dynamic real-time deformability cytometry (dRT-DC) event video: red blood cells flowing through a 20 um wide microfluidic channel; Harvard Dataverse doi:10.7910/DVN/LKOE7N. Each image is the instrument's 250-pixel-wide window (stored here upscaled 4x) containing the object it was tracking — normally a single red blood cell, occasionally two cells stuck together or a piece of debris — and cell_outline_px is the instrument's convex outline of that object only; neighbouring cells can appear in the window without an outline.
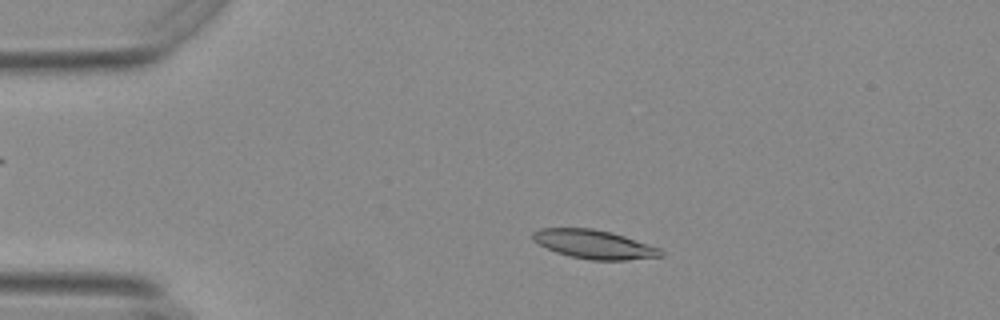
{"species": "Egyptian fruit bat (a non-hibernating species)", "species_latin": "Rousettus aegyptiacus", "temperature_condition": "warm", "stored_images_in_passage": 54, "camera_frame_rate_fps": 3000, "um_per_image_px": 0.085, "animal": {"sex": "female"}, "frame": {"image": 1, "passage_image": 10, "time_ms": 3.0, "image_size_px": [1000, 320], "cell_outline_px": [[664, 256], [628, 260], [592, 260], [572, 256], [556, 252], [532, 240], [532, 232], [540, 228], [592, 228], [624, 236], [660, 248], [664, 252]], "centroid_in_image_um": [50.51, 20.77], "position_along_channel_um": 34.5, "area_um2": 21.27}}
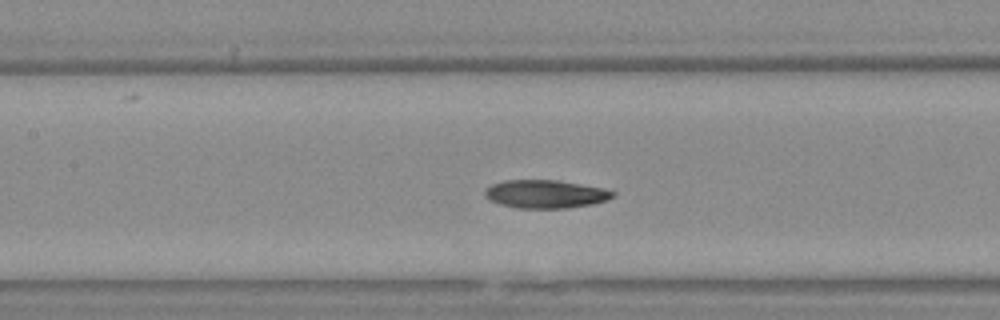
{"frame": {"image": 2, "passage_image": 24, "time_ms": 7.667, "image_size_px": [1000, 320], "cell_outline_px": [[616, 192], [612, 196], [604, 200], [592, 204], [564, 208], [516, 208], [500, 204], [484, 196], [484, 192], [492, 184], [508, 180], [556, 180], [604, 188]], "centroid_in_image_um": [46.35, 16.49], "position_along_channel_um": 161.0, "area_um2": 20.69}}
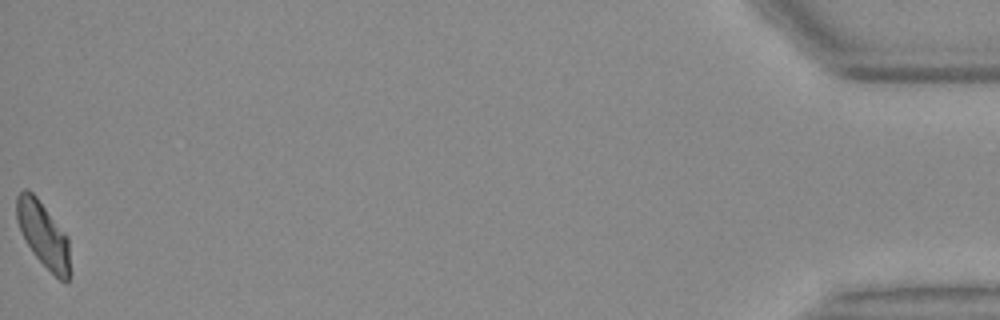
{"frame": {"image": 3, "passage_image": 54, "time_ms": 17.667, "image_size_px": [1000, 320], "cell_outline_px": [[72, 272], [68, 284], [60, 280], [36, 256], [28, 244], [16, 220], [16, 196], [24, 188], [32, 192], [36, 196], [68, 236]], "centroid_in_image_um": [3.73, 19.97], "position_along_channel_um": 431.5, "area_um2": 20.4}, "authors_computed_cell_mechanics": {"area_um2": 20.6346, "velocity_mm_per_s": 3.6992, "shape_relaxation_time_tau1_ms": null, "shape_relaxation_time_tau2_ms": 7.3864, "deformation_change_tau1": null, "deformation_change_tau2": 0.1174}}